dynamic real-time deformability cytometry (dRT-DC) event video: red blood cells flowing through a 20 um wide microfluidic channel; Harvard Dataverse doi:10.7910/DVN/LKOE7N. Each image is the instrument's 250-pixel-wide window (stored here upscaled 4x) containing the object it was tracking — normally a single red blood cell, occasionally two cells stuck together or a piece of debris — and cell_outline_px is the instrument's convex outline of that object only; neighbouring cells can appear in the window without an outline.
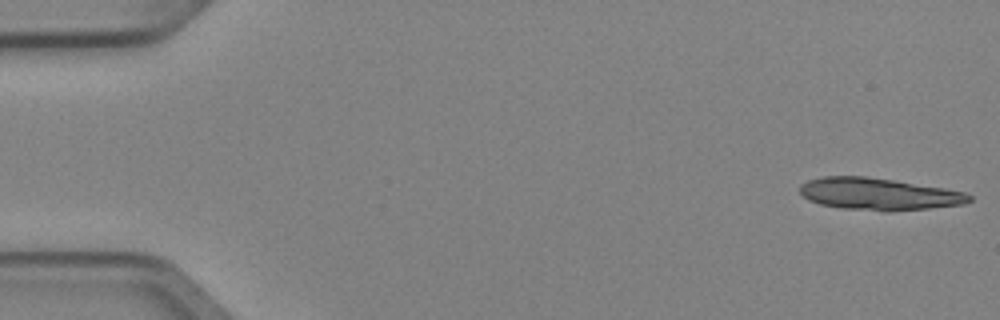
{"species": "Egyptian fruit bat (a non-hibernating species)", "species_latin": "Rousettus aegyptiacus", "temperature_condition": "cold", "stored_images_in_passage": 5, "camera_frame_rate_fps": 3000, "um_per_image_px": 0.085, "animal": {"sex": "female"}, "frame": {"image": 1, "passage_image": 1, "time_ms": 0.0, "image_size_px": [1000, 320], "cell_outline_px": [[972, 200], [964, 204], [928, 208], [840, 208], [820, 204], [808, 200], [800, 192], [800, 184], [808, 180], [824, 176], [864, 176], [892, 180], [944, 188], [964, 192], [972, 196]], "centroid_in_image_um": [74.65, 16.44], "position_along_channel_um": 10.4, "area_um2": 30.35}}